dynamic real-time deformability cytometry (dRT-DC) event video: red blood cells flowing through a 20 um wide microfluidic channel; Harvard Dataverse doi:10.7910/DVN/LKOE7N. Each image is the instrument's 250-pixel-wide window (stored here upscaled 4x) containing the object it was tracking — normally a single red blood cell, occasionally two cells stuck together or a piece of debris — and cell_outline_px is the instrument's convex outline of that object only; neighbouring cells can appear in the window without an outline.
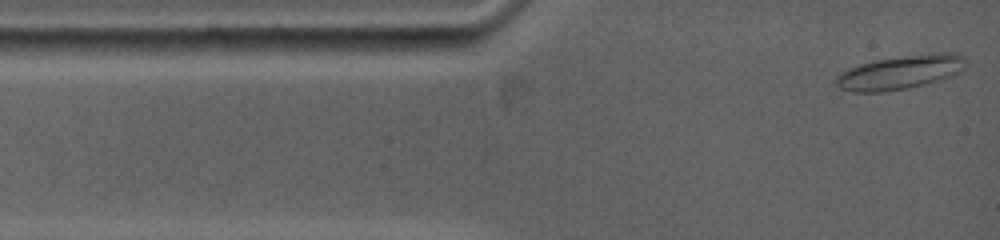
{"species": "common noctule bat (a hibernating species)", "species_latin": "Nyctalus noctula", "temperature_condition": "warm", "stored_images_in_passage": 70, "camera_frame_rate_fps": 5000, "um_per_image_px": 0.085, "animal": {"sex": "female", "body_mass_g": 19.0, "forearm_length_mm": 53.3}, "frame": {"image": 1, "passage_image": 1, "time_ms": 0.0, "image_size_px": [1000, 240], "cell_outline_px": [[964, 68], [960, 72], [936, 80], [904, 88], [880, 92], [852, 92], [840, 88], [836, 84], [836, 76], [840, 72], [848, 68], [860, 64], [876, 60], [928, 52], [956, 52], [964, 56]], "centroid_in_image_um": [76.5, 6.11], "position_along_channel_um": 8.5, "area_um2": 25.37}}
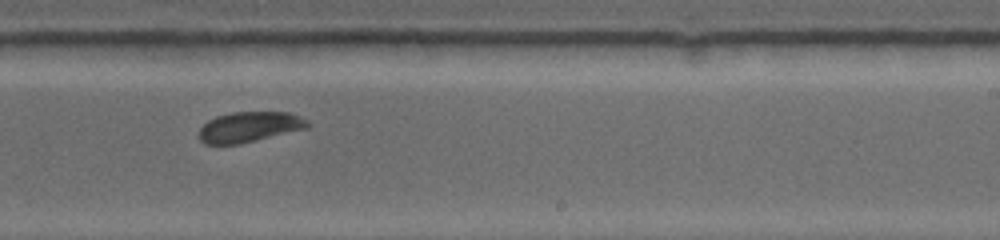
{"frame": {"image": 2, "passage_image": 41, "time_ms": 8.0, "image_size_px": [1000, 240], "cell_outline_px": [[308, 128], [236, 144], [208, 144], [200, 140], [200, 128], [208, 120], [216, 116], [232, 112], [292, 112], [308, 120]], "centroid_in_image_um": [21.21, 10.77], "position_along_channel_um": 267.8, "area_um2": 18.96}}
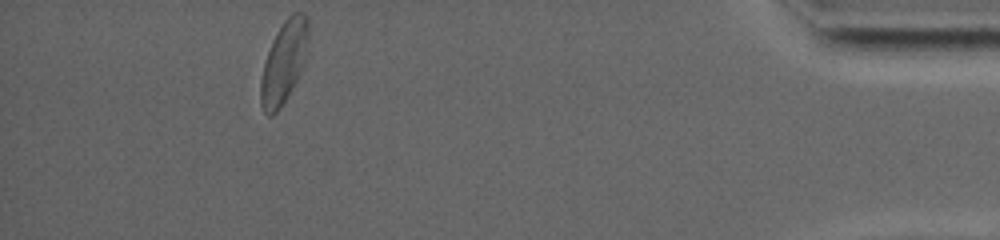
{"frame": {"image": 3, "passage_image": 70, "time_ms": 13.8, "image_size_px": [1000, 240], "cell_outline_px": [[308, 52], [304, 64], [296, 80], [280, 108], [272, 116], [268, 116], [264, 112], [260, 104], [260, 80], [264, 64], [272, 40], [276, 32], [284, 20], [292, 12], [304, 12], [308, 16]], "centroid_in_image_um": [24.14, 5.25], "position_along_channel_um": 411.1, "area_um2": 22.95}, "authors_computed_cell_mechanics": {"area_um2": 19.8543, "velocity_mm_per_s": 3.7658, "shape_relaxation_time_tau1_ms": 1.9984, "shape_relaxation_time_tau2_ms": null, "deformation_change_tau1": 0.07, "deformation_change_tau2": null}}